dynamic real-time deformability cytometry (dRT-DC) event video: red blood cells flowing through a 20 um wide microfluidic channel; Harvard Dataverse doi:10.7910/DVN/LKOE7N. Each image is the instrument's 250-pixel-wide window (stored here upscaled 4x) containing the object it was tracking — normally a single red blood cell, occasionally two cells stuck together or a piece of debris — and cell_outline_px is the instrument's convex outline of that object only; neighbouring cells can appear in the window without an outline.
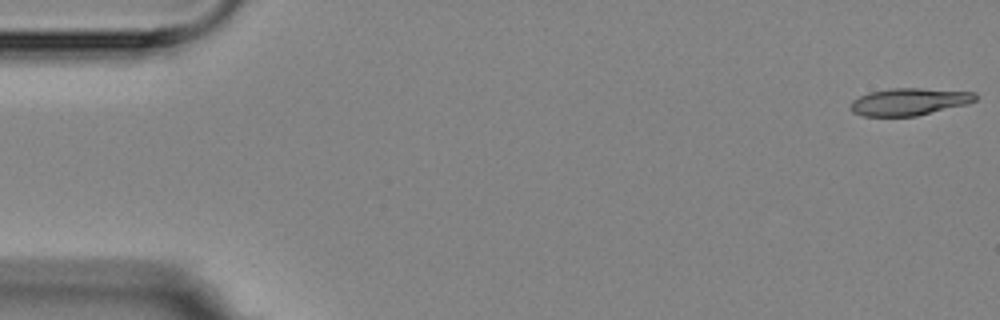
{"species": "Egyptian fruit bat (a non-hibernating species)", "species_latin": "Rousettus aegyptiacus", "temperature_condition": "room temperature", "stored_images_in_passage": 8, "camera_frame_rate_fps": 3000, "um_per_image_px": 0.085, "animal": {"sex": "female"}, "frame": {"image": 1, "passage_image": 1, "time_ms": 0.0, "image_size_px": [1000, 320], "cell_outline_px": [[976, 100], [968, 104], [916, 116], [864, 116], [852, 112], [848, 108], [852, 100], [868, 92], [892, 88], [920, 88], [976, 92]], "centroid_in_image_um": [77.26, 8.64], "position_along_channel_um": 7.7, "area_um2": 19.94}}
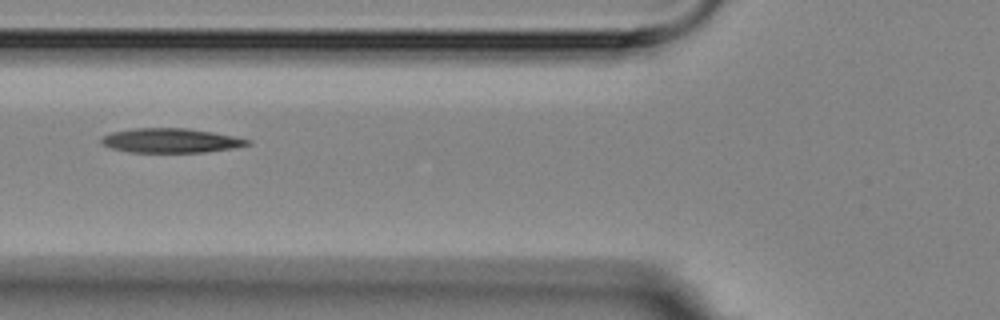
{"frame": {"image": 2, "passage_image": 7, "time_ms": 6.667, "image_size_px": [1000, 320], "cell_outline_px": [[252, 144], [236, 148], [204, 152], [128, 152], [112, 148], [104, 144], [100, 140], [100, 136], [112, 132], [132, 128], [188, 128], [212, 132], [252, 140]], "centroid_in_image_um": [14.53, 11.94], "position_along_channel_um": 111.3, "area_um2": 20.87}}
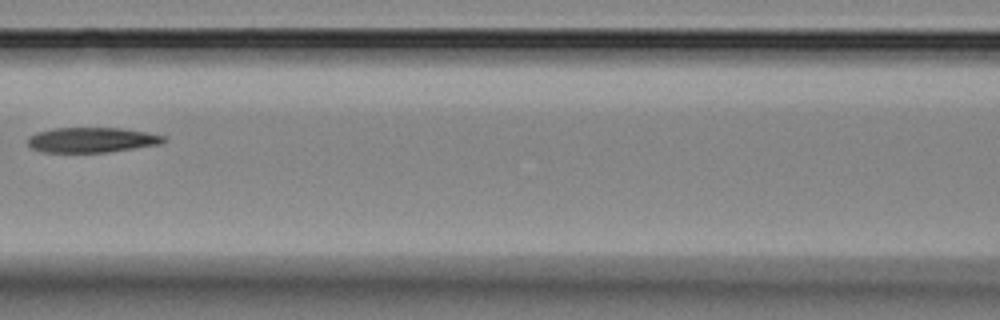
{"frame": {"image": 3, "passage_image": 8, "time_ms": 8.0, "image_size_px": [1000, 320], "cell_outline_px": [[168, 140], [164, 144], [108, 152], [44, 152], [32, 148], [28, 144], [28, 136], [36, 132], [52, 128], [120, 128], [168, 136]], "centroid_in_image_um": [7.85, 11.89], "position_along_channel_um": 158.7, "area_um2": 20.06}}